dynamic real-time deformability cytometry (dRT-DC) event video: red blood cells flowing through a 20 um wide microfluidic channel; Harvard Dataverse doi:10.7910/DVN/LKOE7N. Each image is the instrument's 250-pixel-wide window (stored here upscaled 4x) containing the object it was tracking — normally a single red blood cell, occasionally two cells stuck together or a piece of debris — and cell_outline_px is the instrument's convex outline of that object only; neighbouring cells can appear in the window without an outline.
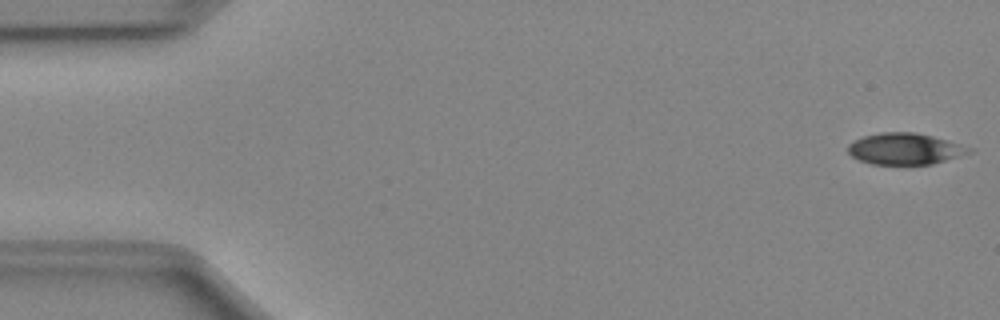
{"species": "Egyptian fruit bat (a non-hibernating species)", "species_latin": "Rousettus aegyptiacus", "temperature_condition": "cold", "stored_images_in_passage": 50, "camera_frame_rate_fps": 3000, "um_per_image_px": 0.085, "animal": {"sex": "female"}, "frame": {"image": 1, "passage_image": 1, "time_ms": 0.0, "image_size_px": [1000, 320], "cell_outline_px": [[976, 152], [932, 164], [872, 164], [860, 160], [852, 156], [848, 152], [848, 144], [852, 140], [864, 136], [880, 132], [916, 132], [932, 136], [976, 148]], "centroid_in_image_um": [76.98, 12.64], "position_along_channel_um": 8.0, "area_um2": 22.43}}
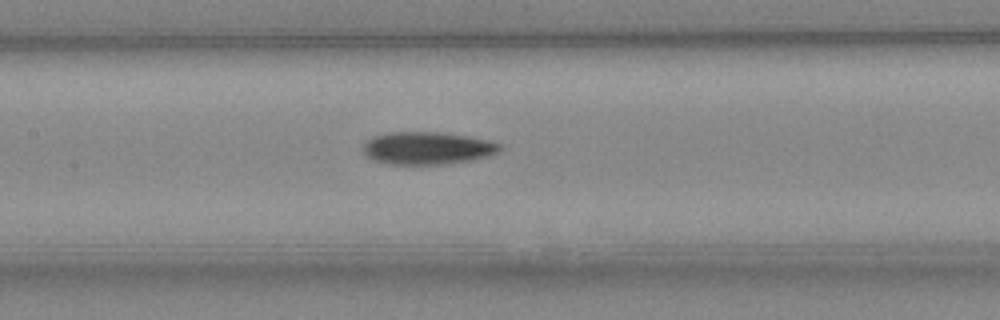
{"frame": {"image": 2, "passage_image": 23, "time_ms": 7.333, "image_size_px": [1000, 320], "cell_outline_px": [[504, 148], [488, 156], [472, 160], [444, 164], [388, 164], [372, 160], [364, 152], [364, 144], [372, 136], [392, 132], [444, 132], [468, 136], [488, 140], [500, 144]], "centroid_in_image_um": [36.34, 12.59], "position_along_channel_um": 171.1, "area_um2": 25.95}}
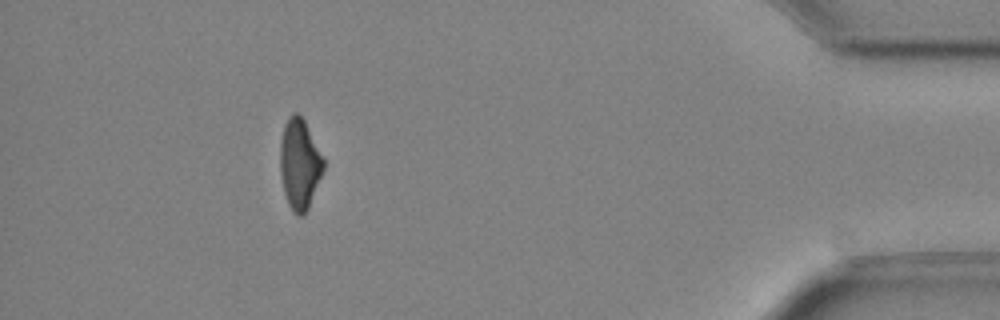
{"frame": {"image": 3, "passage_image": 45, "time_ms": 14.667, "image_size_px": [1000, 320], "cell_outline_px": [[324, 168], [308, 208], [300, 216], [296, 216], [288, 204], [284, 192], [280, 172], [280, 144], [284, 124], [288, 116], [292, 112], [296, 112], [304, 120], [324, 160]], "centroid_in_image_um": [25.44, 13.92], "position_along_channel_um": 409.8, "area_um2": 22.54}, "authors_computed_cell_mechanics": {"area_um2": 24.565, "velocity_mm_per_s": 4.0416, "shape_relaxation_time_tau1_ms": 4.865, "shape_relaxation_time_tau2_ms": null, "deformation_change_tau1": 0.1473, "deformation_change_tau2": null}}